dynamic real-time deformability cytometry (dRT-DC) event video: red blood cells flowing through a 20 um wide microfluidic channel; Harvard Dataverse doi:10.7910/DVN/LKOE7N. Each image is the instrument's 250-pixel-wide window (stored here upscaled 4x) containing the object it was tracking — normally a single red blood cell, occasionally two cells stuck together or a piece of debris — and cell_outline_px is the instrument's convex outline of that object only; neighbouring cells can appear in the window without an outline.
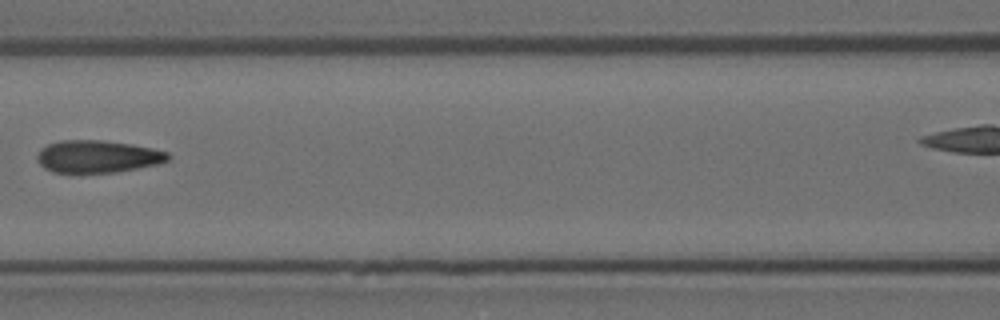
{"species": "Egyptian fruit bat (a non-hibernating species)", "species_latin": "Rousettus aegyptiacus", "temperature_condition": "room temperature", "stored_images_in_passage": 10, "camera_frame_rate_fps": 3000, "um_per_image_px": 0.085, "animal": {"sex": "female"}, "frame": {"image": 1, "passage_image": 4, "time_ms": 1.0, "image_size_px": [1000, 320], "cell_outline_px": [[172, 156], [168, 160], [156, 164], [116, 172], [52, 172], [44, 168], [36, 160], [36, 156], [48, 144], [60, 140], [100, 140], [132, 144], [152, 148], [168, 152]], "centroid_in_image_um": [8.3, 13.3], "position_along_channel_um": 158.3, "area_um2": 24.51}}
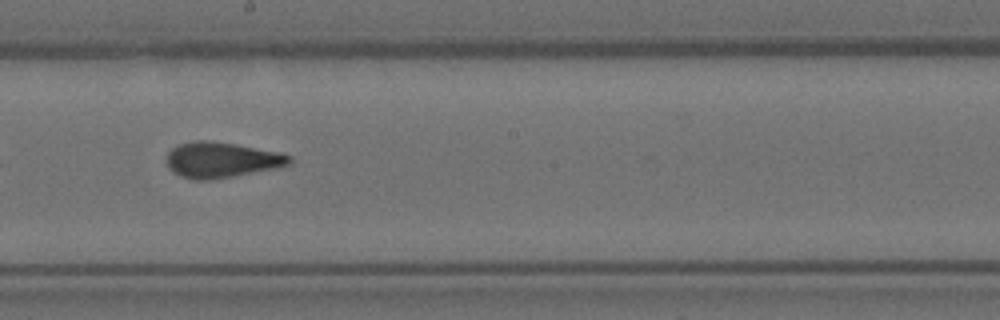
{"frame": {"image": 2, "passage_image": 6, "time_ms": 1.667, "image_size_px": [1000, 320], "cell_outline_px": [[292, 160], [288, 164], [276, 168], [232, 176], [208, 180], [192, 180], [180, 176], [168, 168], [164, 160], [168, 152], [172, 148], [180, 144], [196, 140], [208, 140], [236, 144], [280, 152], [292, 156]], "centroid_in_image_um": [18.78, 13.59], "position_along_channel_um": 229.4, "area_um2": 25.55}}
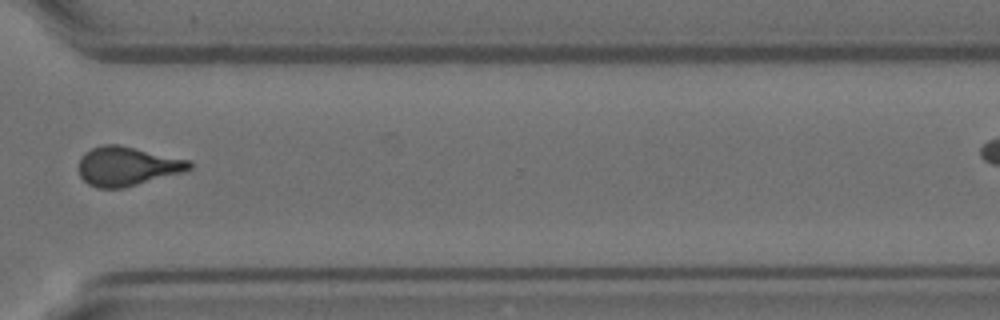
{"frame": {"image": 3, "passage_image": 9, "time_ms": 2.667, "image_size_px": [1000, 320], "cell_outline_px": [[192, 168], [184, 172], [124, 188], [96, 188], [88, 184], [80, 176], [80, 156], [84, 152], [92, 148], [104, 144], [120, 144], [188, 160], [192, 164]], "centroid_in_image_um": [10.8, 14.13], "position_along_channel_um": 359.8, "area_um2": 25.26}}